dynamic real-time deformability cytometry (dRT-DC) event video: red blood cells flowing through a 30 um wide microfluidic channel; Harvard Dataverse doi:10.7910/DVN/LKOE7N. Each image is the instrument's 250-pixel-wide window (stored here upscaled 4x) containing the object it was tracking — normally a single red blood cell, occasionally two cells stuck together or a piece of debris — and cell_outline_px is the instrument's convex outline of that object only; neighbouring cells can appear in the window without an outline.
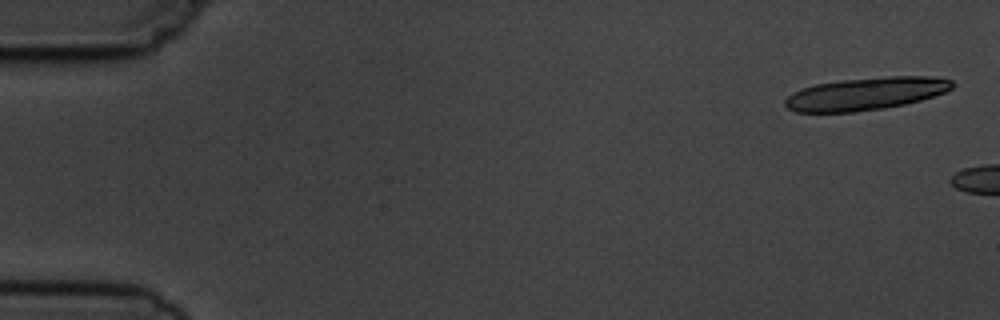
{"species": "common noctule bat (a hibernating species)", "species_latin": "Nyctalus noctula", "temperature_condition": "cold", "stored_images_in_passage": 4, "camera_frame_rate_fps": 3000, "um_per_image_px": 0.085, "animal": {"sex": "male", "body_mass_g": 19.5, "forearm_length_mm": 54.6}, "frame": {"image": 1, "passage_image": 4, "time_ms": 4.333, "image_size_px": [1000, 320], "cell_outline_px": [[956, 84], [952, 88], [944, 92], [920, 100], [904, 104], [884, 108], [856, 112], [796, 112], [788, 108], [784, 104], [784, 100], [792, 92], [800, 88], [816, 84], [840, 80], [888, 76], [928, 76], [952, 80]], "centroid_in_image_um": [73.56, 7.96], "position_along_channel_um": 11.4, "area_um2": 31.85}}